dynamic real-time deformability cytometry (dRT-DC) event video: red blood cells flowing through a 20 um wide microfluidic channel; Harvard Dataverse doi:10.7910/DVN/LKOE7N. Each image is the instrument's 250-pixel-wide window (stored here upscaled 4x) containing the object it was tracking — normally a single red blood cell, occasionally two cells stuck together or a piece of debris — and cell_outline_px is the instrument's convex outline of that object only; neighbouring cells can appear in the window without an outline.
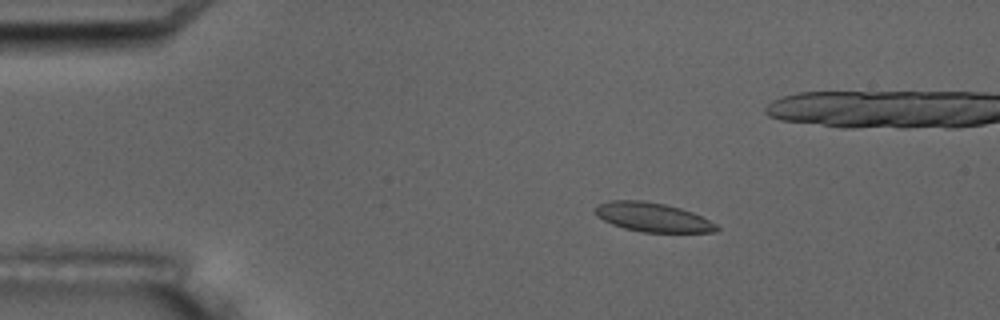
{"species": "common noctule bat (a hibernating species)", "species_latin": "Nyctalus noctula", "temperature_condition": "room temperature", "stored_images_in_passage": 6, "camera_frame_rate_fps": 3000, "um_per_image_px": 0.085, "animal": {"sex": "male", "body_mass_g": 17.5, "forearm_length_mm": 52.3}, "frame": {"image": 1, "passage_image": 4, "time_ms": 3.333, "image_size_px": [1000, 320], "cell_outline_px": [[720, 228], [716, 232], [640, 232], [624, 228], [612, 224], [596, 216], [592, 208], [596, 204], [608, 200], [644, 200], [664, 204], [680, 208], [692, 212], [716, 224]], "centroid_in_image_um": [55.41, 18.45], "position_along_channel_um": 29.6, "area_um2": 20.75}}